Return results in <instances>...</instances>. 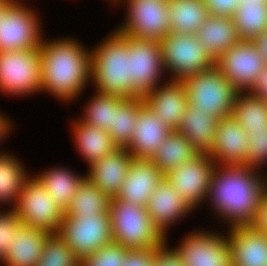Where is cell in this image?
<instances>
[{
	"label": "cell",
	"instance_id": "obj_1",
	"mask_svg": "<svg viewBox=\"0 0 267 266\" xmlns=\"http://www.w3.org/2000/svg\"><path fill=\"white\" fill-rule=\"evenodd\" d=\"M261 177L247 164L216 165L208 197L218 215L229 220L230 227L253 223L267 189V179Z\"/></svg>",
	"mask_w": 267,
	"mask_h": 266
},
{
	"label": "cell",
	"instance_id": "obj_2",
	"mask_svg": "<svg viewBox=\"0 0 267 266\" xmlns=\"http://www.w3.org/2000/svg\"><path fill=\"white\" fill-rule=\"evenodd\" d=\"M39 48L42 90L62 102L73 100L91 79V52L73 39H42Z\"/></svg>",
	"mask_w": 267,
	"mask_h": 266
},
{
	"label": "cell",
	"instance_id": "obj_3",
	"mask_svg": "<svg viewBox=\"0 0 267 266\" xmlns=\"http://www.w3.org/2000/svg\"><path fill=\"white\" fill-rule=\"evenodd\" d=\"M91 51L90 78L103 94L133 97L131 56L127 40L116 30Z\"/></svg>",
	"mask_w": 267,
	"mask_h": 266
},
{
	"label": "cell",
	"instance_id": "obj_4",
	"mask_svg": "<svg viewBox=\"0 0 267 266\" xmlns=\"http://www.w3.org/2000/svg\"><path fill=\"white\" fill-rule=\"evenodd\" d=\"M109 214L113 241L128 250L157 249L167 240L143 206L113 197Z\"/></svg>",
	"mask_w": 267,
	"mask_h": 266
},
{
	"label": "cell",
	"instance_id": "obj_5",
	"mask_svg": "<svg viewBox=\"0 0 267 266\" xmlns=\"http://www.w3.org/2000/svg\"><path fill=\"white\" fill-rule=\"evenodd\" d=\"M188 97V105L208 112L216 119L232 115L238 90L216 67L200 71L182 81Z\"/></svg>",
	"mask_w": 267,
	"mask_h": 266
},
{
	"label": "cell",
	"instance_id": "obj_6",
	"mask_svg": "<svg viewBox=\"0 0 267 266\" xmlns=\"http://www.w3.org/2000/svg\"><path fill=\"white\" fill-rule=\"evenodd\" d=\"M159 43L164 67L173 73L170 80L182 82L215 66V59L195 34L170 32Z\"/></svg>",
	"mask_w": 267,
	"mask_h": 266
},
{
	"label": "cell",
	"instance_id": "obj_7",
	"mask_svg": "<svg viewBox=\"0 0 267 266\" xmlns=\"http://www.w3.org/2000/svg\"><path fill=\"white\" fill-rule=\"evenodd\" d=\"M80 260L113 242L110 214H64L57 233Z\"/></svg>",
	"mask_w": 267,
	"mask_h": 266
},
{
	"label": "cell",
	"instance_id": "obj_8",
	"mask_svg": "<svg viewBox=\"0 0 267 266\" xmlns=\"http://www.w3.org/2000/svg\"><path fill=\"white\" fill-rule=\"evenodd\" d=\"M13 209L24 226L51 234L58 233L65 213L36 176L25 182Z\"/></svg>",
	"mask_w": 267,
	"mask_h": 266
},
{
	"label": "cell",
	"instance_id": "obj_9",
	"mask_svg": "<svg viewBox=\"0 0 267 266\" xmlns=\"http://www.w3.org/2000/svg\"><path fill=\"white\" fill-rule=\"evenodd\" d=\"M40 48L0 52V91L27 95L42 90Z\"/></svg>",
	"mask_w": 267,
	"mask_h": 266
},
{
	"label": "cell",
	"instance_id": "obj_10",
	"mask_svg": "<svg viewBox=\"0 0 267 266\" xmlns=\"http://www.w3.org/2000/svg\"><path fill=\"white\" fill-rule=\"evenodd\" d=\"M127 3L128 19L117 29L119 33L160 42L171 32L168 0H127Z\"/></svg>",
	"mask_w": 267,
	"mask_h": 266
},
{
	"label": "cell",
	"instance_id": "obj_11",
	"mask_svg": "<svg viewBox=\"0 0 267 266\" xmlns=\"http://www.w3.org/2000/svg\"><path fill=\"white\" fill-rule=\"evenodd\" d=\"M12 1L0 19V52L38 49L41 28L37 15L30 7Z\"/></svg>",
	"mask_w": 267,
	"mask_h": 266
},
{
	"label": "cell",
	"instance_id": "obj_12",
	"mask_svg": "<svg viewBox=\"0 0 267 266\" xmlns=\"http://www.w3.org/2000/svg\"><path fill=\"white\" fill-rule=\"evenodd\" d=\"M120 34L127 40L131 56L133 97H144L159 86L161 73L165 70L160 43Z\"/></svg>",
	"mask_w": 267,
	"mask_h": 266
},
{
	"label": "cell",
	"instance_id": "obj_13",
	"mask_svg": "<svg viewBox=\"0 0 267 266\" xmlns=\"http://www.w3.org/2000/svg\"><path fill=\"white\" fill-rule=\"evenodd\" d=\"M215 161L207 153H200L192 161H187L165 174V179L175 188L182 200L193 210L208 198ZM206 197V198H205Z\"/></svg>",
	"mask_w": 267,
	"mask_h": 266
},
{
	"label": "cell",
	"instance_id": "obj_14",
	"mask_svg": "<svg viewBox=\"0 0 267 266\" xmlns=\"http://www.w3.org/2000/svg\"><path fill=\"white\" fill-rule=\"evenodd\" d=\"M266 64L255 43L246 40H240L215 60V66L223 76L243 92L252 87Z\"/></svg>",
	"mask_w": 267,
	"mask_h": 266
},
{
	"label": "cell",
	"instance_id": "obj_15",
	"mask_svg": "<svg viewBox=\"0 0 267 266\" xmlns=\"http://www.w3.org/2000/svg\"><path fill=\"white\" fill-rule=\"evenodd\" d=\"M174 248L185 266H232L228 237L210 232H196L185 236Z\"/></svg>",
	"mask_w": 267,
	"mask_h": 266
},
{
	"label": "cell",
	"instance_id": "obj_16",
	"mask_svg": "<svg viewBox=\"0 0 267 266\" xmlns=\"http://www.w3.org/2000/svg\"><path fill=\"white\" fill-rule=\"evenodd\" d=\"M164 178L151 159L132 158L125 181L115 198L145 207Z\"/></svg>",
	"mask_w": 267,
	"mask_h": 266
},
{
	"label": "cell",
	"instance_id": "obj_17",
	"mask_svg": "<svg viewBox=\"0 0 267 266\" xmlns=\"http://www.w3.org/2000/svg\"><path fill=\"white\" fill-rule=\"evenodd\" d=\"M173 130L144 104L137 114L133 135L126 148L133 158L152 159L156 148L162 145Z\"/></svg>",
	"mask_w": 267,
	"mask_h": 266
},
{
	"label": "cell",
	"instance_id": "obj_18",
	"mask_svg": "<svg viewBox=\"0 0 267 266\" xmlns=\"http://www.w3.org/2000/svg\"><path fill=\"white\" fill-rule=\"evenodd\" d=\"M247 133L231 115L218 120L215 143L208 153L215 164L234 165L247 162Z\"/></svg>",
	"mask_w": 267,
	"mask_h": 266
},
{
	"label": "cell",
	"instance_id": "obj_19",
	"mask_svg": "<svg viewBox=\"0 0 267 266\" xmlns=\"http://www.w3.org/2000/svg\"><path fill=\"white\" fill-rule=\"evenodd\" d=\"M232 266H267V235L251 225L230 227Z\"/></svg>",
	"mask_w": 267,
	"mask_h": 266
},
{
	"label": "cell",
	"instance_id": "obj_20",
	"mask_svg": "<svg viewBox=\"0 0 267 266\" xmlns=\"http://www.w3.org/2000/svg\"><path fill=\"white\" fill-rule=\"evenodd\" d=\"M147 107L158 115L163 123L176 130L188 106V97L182 82L171 80L158 86L143 97Z\"/></svg>",
	"mask_w": 267,
	"mask_h": 266
},
{
	"label": "cell",
	"instance_id": "obj_21",
	"mask_svg": "<svg viewBox=\"0 0 267 266\" xmlns=\"http://www.w3.org/2000/svg\"><path fill=\"white\" fill-rule=\"evenodd\" d=\"M132 158L126 148H117L88 166L89 174L86 177L110 198L116 197L125 181Z\"/></svg>",
	"mask_w": 267,
	"mask_h": 266
},
{
	"label": "cell",
	"instance_id": "obj_22",
	"mask_svg": "<svg viewBox=\"0 0 267 266\" xmlns=\"http://www.w3.org/2000/svg\"><path fill=\"white\" fill-rule=\"evenodd\" d=\"M145 208L152 222L164 236L168 226L193 211L165 178L149 197Z\"/></svg>",
	"mask_w": 267,
	"mask_h": 266
},
{
	"label": "cell",
	"instance_id": "obj_23",
	"mask_svg": "<svg viewBox=\"0 0 267 266\" xmlns=\"http://www.w3.org/2000/svg\"><path fill=\"white\" fill-rule=\"evenodd\" d=\"M218 119L208 112L188 105L176 131L185 137L199 153H209L215 143Z\"/></svg>",
	"mask_w": 267,
	"mask_h": 266
},
{
	"label": "cell",
	"instance_id": "obj_24",
	"mask_svg": "<svg viewBox=\"0 0 267 266\" xmlns=\"http://www.w3.org/2000/svg\"><path fill=\"white\" fill-rule=\"evenodd\" d=\"M195 35L215 60L240 41L232 17L208 16Z\"/></svg>",
	"mask_w": 267,
	"mask_h": 266
},
{
	"label": "cell",
	"instance_id": "obj_25",
	"mask_svg": "<svg viewBox=\"0 0 267 266\" xmlns=\"http://www.w3.org/2000/svg\"><path fill=\"white\" fill-rule=\"evenodd\" d=\"M51 233L44 229L23 226L11 241L4 260L6 266H36L44 244Z\"/></svg>",
	"mask_w": 267,
	"mask_h": 266
},
{
	"label": "cell",
	"instance_id": "obj_26",
	"mask_svg": "<svg viewBox=\"0 0 267 266\" xmlns=\"http://www.w3.org/2000/svg\"><path fill=\"white\" fill-rule=\"evenodd\" d=\"M75 145L89 166L119 148L110 134L81 120L73 122Z\"/></svg>",
	"mask_w": 267,
	"mask_h": 266
},
{
	"label": "cell",
	"instance_id": "obj_27",
	"mask_svg": "<svg viewBox=\"0 0 267 266\" xmlns=\"http://www.w3.org/2000/svg\"><path fill=\"white\" fill-rule=\"evenodd\" d=\"M200 153L193 145L176 130H173L162 145H159L151 159L157 168L165 175L187 161H192Z\"/></svg>",
	"mask_w": 267,
	"mask_h": 266
},
{
	"label": "cell",
	"instance_id": "obj_28",
	"mask_svg": "<svg viewBox=\"0 0 267 266\" xmlns=\"http://www.w3.org/2000/svg\"><path fill=\"white\" fill-rule=\"evenodd\" d=\"M171 32L196 34L208 17L203 0H168Z\"/></svg>",
	"mask_w": 267,
	"mask_h": 266
},
{
	"label": "cell",
	"instance_id": "obj_29",
	"mask_svg": "<svg viewBox=\"0 0 267 266\" xmlns=\"http://www.w3.org/2000/svg\"><path fill=\"white\" fill-rule=\"evenodd\" d=\"M37 179L45 186L46 191L55 200L56 204L64 211L68 209L73 195L86 176H79L67 168L49 169Z\"/></svg>",
	"mask_w": 267,
	"mask_h": 266
},
{
	"label": "cell",
	"instance_id": "obj_30",
	"mask_svg": "<svg viewBox=\"0 0 267 266\" xmlns=\"http://www.w3.org/2000/svg\"><path fill=\"white\" fill-rule=\"evenodd\" d=\"M232 18L240 40L253 41L267 30V2L242 0Z\"/></svg>",
	"mask_w": 267,
	"mask_h": 266
},
{
	"label": "cell",
	"instance_id": "obj_31",
	"mask_svg": "<svg viewBox=\"0 0 267 266\" xmlns=\"http://www.w3.org/2000/svg\"><path fill=\"white\" fill-rule=\"evenodd\" d=\"M232 116L247 134L267 130V103L248 91L237 92Z\"/></svg>",
	"mask_w": 267,
	"mask_h": 266
},
{
	"label": "cell",
	"instance_id": "obj_32",
	"mask_svg": "<svg viewBox=\"0 0 267 266\" xmlns=\"http://www.w3.org/2000/svg\"><path fill=\"white\" fill-rule=\"evenodd\" d=\"M110 199L107 194L85 177L64 214L85 216L104 214L109 211Z\"/></svg>",
	"mask_w": 267,
	"mask_h": 266
},
{
	"label": "cell",
	"instance_id": "obj_33",
	"mask_svg": "<svg viewBox=\"0 0 267 266\" xmlns=\"http://www.w3.org/2000/svg\"><path fill=\"white\" fill-rule=\"evenodd\" d=\"M144 104L143 97H131L125 98L114 109L113 126L109 134L119 148L129 146L137 114Z\"/></svg>",
	"mask_w": 267,
	"mask_h": 266
},
{
	"label": "cell",
	"instance_id": "obj_34",
	"mask_svg": "<svg viewBox=\"0 0 267 266\" xmlns=\"http://www.w3.org/2000/svg\"><path fill=\"white\" fill-rule=\"evenodd\" d=\"M23 164L10 154L0 153V203H17L19 194L30 178L27 177Z\"/></svg>",
	"mask_w": 267,
	"mask_h": 266
},
{
	"label": "cell",
	"instance_id": "obj_35",
	"mask_svg": "<svg viewBox=\"0 0 267 266\" xmlns=\"http://www.w3.org/2000/svg\"><path fill=\"white\" fill-rule=\"evenodd\" d=\"M88 102L86 113L80 120L90 126L100 128L108 133L112 130L114 109L125 99L119 96L96 92Z\"/></svg>",
	"mask_w": 267,
	"mask_h": 266
},
{
	"label": "cell",
	"instance_id": "obj_36",
	"mask_svg": "<svg viewBox=\"0 0 267 266\" xmlns=\"http://www.w3.org/2000/svg\"><path fill=\"white\" fill-rule=\"evenodd\" d=\"M36 266H79V259L58 234H51Z\"/></svg>",
	"mask_w": 267,
	"mask_h": 266
},
{
	"label": "cell",
	"instance_id": "obj_37",
	"mask_svg": "<svg viewBox=\"0 0 267 266\" xmlns=\"http://www.w3.org/2000/svg\"><path fill=\"white\" fill-rule=\"evenodd\" d=\"M128 249L111 242L94 254L79 260V266H122Z\"/></svg>",
	"mask_w": 267,
	"mask_h": 266
},
{
	"label": "cell",
	"instance_id": "obj_38",
	"mask_svg": "<svg viewBox=\"0 0 267 266\" xmlns=\"http://www.w3.org/2000/svg\"><path fill=\"white\" fill-rule=\"evenodd\" d=\"M23 226L14 209L0 213V262H4L11 241Z\"/></svg>",
	"mask_w": 267,
	"mask_h": 266
},
{
	"label": "cell",
	"instance_id": "obj_39",
	"mask_svg": "<svg viewBox=\"0 0 267 266\" xmlns=\"http://www.w3.org/2000/svg\"><path fill=\"white\" fill-rule=\"evenodd\" d=\"M247 164L252 169H259L267 162V130L251 131L247 134Z\"/></svg>",
	"mask_w": 267,
	"mask_h": 266
},
{
	"label": "cell",
	"instance_id": "obj_40",
	"mask_svg": "<svg viewBox=\"0 0 267 266\" xmlns=\"http://www.w3.org/2000/svg\"><path fill=\"white\" fill-rule=\"evenodd\" d=\"M208 16L232 17L242 0H203Z\"/></svg>",
	"mask_w": 267,
	"mask_h": 266
},
{
	"label": "cell",
	"instance_id": "obj_41",
	"mask_svg": "<svg viewBox=\"0 0 267 266\" xmlns=\"http://www.w3.org/2000/svg\"><path fill=\"white\" fill-rule=\"evenodd\" d=\"M152 266H185L180 255L175 249H167L166 242L154 249Z\"/></svg>",
	"mask_w": 267,
	"mask_h": 266
},
{
	"label": "cell",
	"instance_id": "obj_42",
	"mask_svg": "<svg viewBox=\"0 0 267 266\" xmlns=\"http://www.w3.org/2000/svg\"><path fill=\"white\" fill-rule=\"evenodd\" d=\"M154 249L128 250L122 266H152Z\"/></svg>",
	"mask_w": 267,
	"mask_h": 266
},
{
	"label": "cell",
	"instance_id": "obj_43",
	"mask_svg": "<svg viewBox=\"0 0 267 266\" xmlns=\"http://www.w3.org/2000/svg\"><path fill=\"white\" fill-rule=\"evenodd\" d=\"M251 226L267 235V189L260 200L259 209Z\"/></svg>",
	"mask_w": 267,
	"mask_h": 266
},
{
	"label": "cell",
	"instance_id": "obj_44",
	"mask_svg": "<svg viewBox=\"0 0 267 266\" xmlns=\"http://www.w3.org/2000/svg\"><path fill=\"white\" fill-rule=\"evenodd\" d=\"M248 92L256 95L258 98H261L264 101L267 100V64L260 72L259 76L256 77V80Z\"/></svg>",
	"mask_w": 267,
	"mask_h": 266
},
{
	"label": "cell",
	"instance_id": "obj_45",
	"mask_svg": "<svg viewBox=\"0 0 267 266\" xmlns=\"http://www.w3.org/2000/svg\"><path fill=\"white\" fill-rule=\"evenodd\" d=\"M253 42L257 46L260 54L263 56L265 62L267 63V30L261 35L257 36Z\"/></svg>",
	"mask_w": 267,
	"mask_h": 266
},
{
	"label": "cell",
	"instance_id": "obj_46",
	"mask_svg": "<svg viewBox=\"0 0 267 266\" xmlns=\"http://www.w3.org/2000/svg\"><path fill=\"white\" fill-rule=\"evenodd\" d=\"M3 117L4 116L0 114V141L2 138L7 136L8 132L11 130V127L9 125L10 122L6 118H3Z\"/></svg>",
	"mask_w": 267,
	"mask_h": 266
},
{
	"label": "cell",
	"instance_id": "obj_47",
	"mask_svg": "<svg viewBox=\"0 0 267 266\" xmlns=\"http://www.w3.org/2000/svg\"><path fill=\"white\" fill-rule=\"evenodd\" d=\"M17 0H0V19L4 13V10L7 8V6L12 2Z\"/></svg>",
	"mask_w": 267,
	"mask_h": 266
},
{
	"label": "cell",
	"instance_id": "obj_48",
	"mask_svg": "<svg viewBox=\"0 0 267 266\" xmlns=\"http://www.w3.org/2000/svg\"><path fill=\"white\" fill-rule=\"evenodd\" d=\"M249 1H257V0H249ZM262 2H267V0H260Z\"/></svg>",
	"mask_w": 267,
	"mask_h": 266
}]
</instances>
